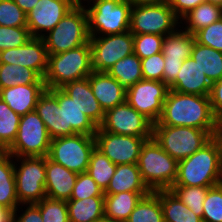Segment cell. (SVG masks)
Wrapping results in <instances>:
<instances>
[{
  "mask_svg": "<svg viewBox=\"0 0 222 222\" xmlns=\"http://www.w3.org/2000/svg\"><path fill=\"white\" fill-rule=\"evenodd\" d=\"M22 208H24L25 210ZM20 209H22V210H20ZM19 210L22 213H20ZM14 222H43L39 206L36 203L20 204L14 210Z\"/></svg>",
  "mask_w": 222,
  "mask_h": 222,
  "instance_id": "cell-47",
  "label": "cell"
},
{
  "mask_svg": "<svg viewBox=\"0 0 222 222\" xmlns=\"http://www.w3.org/2000/svg\"><path fill=\"white\" fill-rule=\"evenodd\" d=\"M151 192L141 177L137 164L116 165V171L104 194L121 192Z\"/></svg>",
  "mask_w": 222,
  "mask_h": 222,
  "instance_id": "cell-25",
  "label": "cell"
},
{
  "mask_svg": "<svg viewBox=\"0 0 222 222\" xmlns=\"http://www.w3.org/2000/svg\"><path fill=\"white\" fill-rule=\"evenodd\" d=\"M26 14L29 13L39 0H13Z\"/></svg>",
  "mask_w": 222,
  "mask_h": 222,
  "instance_id": "cell-51",
  "label": "cell"
},
{
  "mask_svg": "<svg viewBox=\"0 0 222 222\" xmlns=\"http://www.w3.org/2000/svg\"><path fill=\"white\" fill-rule=\"evenodd\" d=\"M212 83L202 72L196 61L189 57L184 60L176 81L169 89L184 94L209 96Z\"/></svg>",
  "mask_w": 222,
  "mask_h": 222,
  "instance_id": "cell-19",
  "label": "cell"
},
{
  "mask_svg": "<svg viewBox=\"0 0 222 222\" xmlns=\"http://www.w3.org/2000/svg\"><path fill=\"white\" fill-rule=\"evenodd\" d=\"M19 205L14 177V157L0 151V206L15 210Z\"/></svg>",
  "mask_w": 222,
  "mask_h": 222,
  "instance_id": "cell-27",
  "label": "cell"
},
{
  "mask_svg": "<svg viewBox=\"0 0 222 222\" xmlns=\"http://www.w3.org/2000/svg\"><path fill=\"white\" fill-rule=\"evenodd\" d=\"M115 171L116 164L95 147L86 172L93 178L103 192L107 189Z\"/></svg>",
  "mask_w": 222,
  "mask_h": 222,
  "instance_id": "cell-36",
  "label": "cell"
},
{
  "mask_svg": "<svg viewBox=\"0 0 222 222\" xmlns=\"http://www.w3.org/2000/svg\"><path fill=\"white\" fill-rule=\"evenodd\" d=\"M0 222H14V210L0 206Z\"/></svg>",
  "mask_w": 222,
  "mask_h": 222,
  "instance_id": "cell-53",
  "label": "cell"
},
{
  "mask_svg": "<svg viewBox=\"0 0 222 222\" xmlns=\"http://www.w3.org/2000/svg\"><path fill=\"white\" fill-rule=\"evenodd\" d=\"M45 190L47 197L58 200H69L78 173L68 170L61 164L45 157Z\"/></svg>",
  "mask_w": 222,
  "mask_h": 222,
  "instance_id": "cell-20",
  "label": "cell"
},
{
  "mask_svg": "<svg viewBox=\"0 0 222 222\" xmlns=\"http://www.w3.org/2000/svg\"><path fill=\"white\" fill-rule=\"evenodd\" d=\"M206 0H167L175 15L181 20L187 13Z\"/></svg>",
  "mask_w": 222,
  "mask_h": 222,
  "instance_id": "cell-49",
  "label": "cell"
},
{
  "mask_svg": "<svg viewBox=\"0 0 222 222\" xmlns=\"http://www.w3.org/2000/svg\"><path fill=\"white\" fill-rule=\"evenodd\" d=\"M141 69L143 79L163 82L164 58L159 52L148 58L141 59Z\"/></svg>",
  "mask_w": 222,
  "mask_h": 222,
  "instance_id": "cell-46",
  "label": "cell"
},
{
  "mask_svg": "<svg viewBox=\"0 0 222 222\" xmlns=\"http://www.w3.org/2000/svg\"><path fill=\"white\" fill-rule=\"evenodd\" d=\"M184 60H164L163 82L170 87L175 81Z\"/></svg>",
  "mask_w": 222,
  "mask_h": 222,
  "instance_id": "cell-50",
  "label": "cell"
},
{
  "mask_svg": "<svg viewBox=\"0 0 222 222\" xmlns=\"http://www.w3.org/2000/svg\"><path fill=\"white\" fill-rule=\"evenodd\" d=\"M211 187L200 186H172L170 190L188 207L195 215L203 217V202Z\"/></svg>",
  "mask_w": 222,
  "mask_h": 222,
  "instance_id": "cell-38",
  "label": "cell"
},
{
  "mask_svg": "<svg viewBox=\"0 0 222 222\" xmlns=\"http://www.w3.org/2000/svg\"><path fill=\"white\" fill-rule=\"evenodd\" d=\"M132 6L133 5H150V4H162L167 0H127Z\"/></svg>",
  "mask_w": 222,
  "mask_h": 222,
  "instance_id": "cell-54",
  "label": "cell"
},
{
  "mask_svg": "<svg viewBox=\"0 0 222 222\" xmlns=\"http://www.w3.org/2000/svg\"><path fill=\"white\" fill-rule=\"evenodd\" d=\"M168 91L164 82L142 79L126 90V102L155 124L163 112Z\"/></svg>",
  "mask_w": 222,
  "mask_h": 222,
  "instance_id": "cell-13",
  "label": "cell"
},
{
  "mask_svg": "<svg viewBox=\"0 0 222 222\" xmlns=\"http://www.w3.org/2000/svg\"><path fill=\"white\" fill-rule=\"evenodd\" d=\"M96 148L114 164H137L141 148L150 138L119 135L98 127L94 135Z\"/></svg>",
  "mask_w": 222,
  "mask_h": 222,
  "instance_id": "cell-15",
  "label": "cell"
},
{
  "mask_svg": "<svg viewBox=\"0 0 222 222\" xmlns=\"http://www.w3.org/2000/svg\"><path fill=\"white\" fill-rule=\"evenodd\" d=\"M164 222H203L170 189L158 190Z\"/></svg>",
  "mask_w": 222,
  "mask_h": 222,
  "instance_id": "cell-30",
  "label": "cell"
},
{
  "mask_svg": "<svg viewBox=\"0 0 222 222\" xmlns=\"http://www.w3.org/2000/svg\"><path fill=\"white\" fill-rule=\"evenodd\" d=\"M61 89L74 100L79 109L98 127L101 125L105 112L92 92L89 76L68 82Z\"/></svg>",
  "mask_w": 222,
  "mask_h": 222,
  "instance_id": "cell-22",
  "label": "cell"
},
{
  "mask_svg": "<svg viewBox=\"0 0 222 222\" xmlns=\"http://www.w3.org/2000/svg\"><path fill=\"white\" fill-rule=\"evenodd\" d=\"M196 42L222 52V18L197 31Z\"/></svg>",
  "mask_w": 222,
  "mask_h": 222,
  "instance_id": "cell-45",
  "label": "cell"
},
{
  "mask_svg": "<svg viewBox=\"0 0 222 222\" xmlns=\"http://www.w3.org/2000/svg\"><path fill=\"white\" fill-rule=\"evenodd\" d=\"M96 147L94 135L75 134L51 139L47 157L76 173L87 171Z\"/></svg>",
  "mask_w": 222,
  "mask_h": 222,
  "instance_id": "cell-8",
  "label": "cell"
},
{
  "mask_svg": "<svg viewBox=\"0 0 222 222\" xmlns=\"http://www.w3.org/2000/svg\"><path fill=\"white\" fill-rule=\"evenodd\" d=\"M137 165L151 191L170 189L177 179L178 162L153 137L143 144Z\"/></svg>",
  "mask_w": 222,
  "mask_h": 222,
  "instance_id": "cell-4",
  "label": "cell"
},
{
  "mask_svg": "<svg viewBox=\"0 0 222 222\" xmlns=\"http://www.w3.org/2000/svg\"><path fill=\"white\" fill-rule=\"evenodd\" d=\"M43 39L48 54H58L88 43L90 35L85 7L75 5Z\"/></svg>",
  "mask_w": 222,
  "mask_h": 222,
  "instance_id": "cell-6",
  "label": "cell"
},
{
  "mask_svg": "<svg viewBox=\"0 0 222 222\" xmlns=\"http://www.w3.org/2000/svg\"><path fill=\"white\" fill-rule=\"evenodd\" d=\"M45 89V84L15 85L1 89L0 99L16 114L23 116L35 111L38 98Z\"/></svg>",
  "mask_w": 222,
  "mask_h": 222,
  "instance_id": "cell-23",
  "label": "cell"
},
{
  "mask_svg": "<svg viewBox=\"0 0 222 222\" xmlns=\"http://www.w3.org/2000/svg\"><path fill=\"white\" fill-rule=\"evenodd\" d=\"M64 109L66 136L75 134L95 135L98 126L83 113L74 100L61 88L48 89Z\"/></svg>",
  "mask_w": 222,
  "mask_h": 222,
  "instance_id": "cell-18",
  "label": "cell"
},
{
  "mask_svg": "<svg viewBox=\"0 0 222 222\" xmlns=\"http://www.w3.org/2000/svg\"><path fill=\"white\" fill-rule=\"evenodd\" d=\"M74 6L70 0H39L27 13V28L31 37L43 38Z\"/></svg>",
  "mask_w": 222,
  "mask_h": 222,
  "instance_id": "cell-16",
  "label": "cell"
},
{
  "mask_svg": "<svg viewBox=\"0 0 222 222\" xmlns=\"http://www.w3.org/2000/svg\"><path fill=\"white\" fill-rule=\"evenodd\" d=\"M0 63L33 69L44 78L48 67V52L44 39L31 37L22 46L0 51Z\"/></svg>",
  "mask_w": 222,
  "mask_h": 222,
  "instance_id": "cell-17",
  "label": "cell"
},
{
  "mask_svg": "<svg viewBox=\"0 0 222 222\" xmlns=\"http://www.w3.org/2000/svg\"><path fill=\"white\" fill-rule=\"evenodd\" d=\"M35 111L51 139L66 136L64 109L59 107L56 97L48 89L39 96Z\"/></svg>",
  "mask_w": 222,
  "mask_h": 222,
  "instance_id": "cell-24",
  "label": "cell"
},
{
  "mask_svg": "<svg viewBox=\"0 0 222 222\" xmlns=\"http://www.w3.org/2000/svg\"><path fill=\"white\" fill-rule=\"evenodd\" d=\"M89 82L104 112L126 102V90L107 72L93 71L89 75Z\"/></svg>",
  "mask_w": 222,
  "mask_h": 222,
  "instance_id": "cell-21",
  "label": "cell"
},
{
  "mask_svg": "<svg viewBox=\"0 0 222 222\" xmlns=\"http://www.w3.org/2000/svg\"><path fill=\"white\" fill-rule=\"evenodd\" d=\"M28 84H45V82L33 69L15 64L0 63V90L15 85Z\"/></svg>",
  "mask_w": 222,
  "mask_h": 222,
  "instance_id": "cell-34",
  "label": "cell"
},
{
  "mask_svg": "<svg viewBox=\"0 0 222 222\" xmlns=\"http://www.w3.org/2000/svg\"><path fill=\"white\" fill-rule=\"evenodd\" d=\"M87 3L83 6L88 16L90 36L120 34L129 31L132 5L127 0H89Z\"/></svg>",
  "mask_w": 222,
  "mask_h": 222,
  "instance_id": "cell-5",
  "label": "cell"
},
{
  "mask_svg": "<svg viewBox=\"0 0 222 222\" xmlns=\"http://www.w3.org/2000/svg\"><path fill=\"white\" fill-rule=\"evenodd\" d=\"M97 222H123V221L112 220V219H108V218L103 217L102 219L98 220Z\"/></svg>",
  "mask_w": 222,
  "mask_h": 222,
  "instance_id": "cell-56",
  "label": "cell"
},
{
  "mask_svg": "<svg viewBox=\"0 0 222 222\" xmlns=\"http://www.w3.org/2000/svg\"><path fill=\"white\" fill-rule=\"evenodd\" d=\"M217 123L209 96L184 94L169 89L161 117L153 125L199 128L213 137Z\"/></svg>",
  "mask_w": 222,
  "mask_h": 222,
  "instance_id": "cell-1",
  "label": "cell"
},
{
  "mask_svg": "<svg viewBox=\"0 0 222 222\" xmlns=\"http://www.w3.org/2000/svg\"><path fill=\"white\" fill-rule=\"evenodd\" d=\"M14 160L16 195L19 203H37L47 197L45 157H14Z\"/></svg>",
  "mask_w": 222,
  "mask_h": 222,
  "instance_id": "cell-10",
  "label": "cell"
},
{
  "mask_svg": "<svg viewBox=\"0 0 222 222\" xmlns=\"http://www.w3.org/2000/svg\"><path fill=\"white\" fill-rule=\"evenodd\" d=\"M99 127L110 133L142 138H152L153 132V123L127 102L106 111Z\"/></svg>",
  "mask_w": 222,
  "mask_h": 222,
  "instance_id": "cell-14",
  "label": "cell"
},
{
  "mask_svg": "<svg viewBox=\"0 0 222 222\" xmlns=\"http://www.w3.org/2000/svg\"><path fill=\"white\" fill-rule=\"evenodd\" d=\"M92 69L108 72L120 59L134 53V38L130 31L104 36H90Z\"/></svg>",
  "mask_w": 222,
  "mask_h": 222,
  "instance_id": "cell-12",
  "label": "cell"
},
{
  "mask_svg": "<svg viewBox=\"0 0 222 222\" xmlns=\"http://www.w3.org/2000/svg\"><path fill=\"white\" fill-rule=\"evenodd\" d=\"M150 192L104 194V217L125 222L143 196Z\"/></svg>",
  "mask_w": 222,
  "mask_h": 222,
  "instance_id": "cell-26",
  "label": "cell"
},
{
  "mask_svg": "<svg viewBox=\"0 0 222 222\" xmlns=\"http://www.w3.org/2000/svg\"><path fill=\"white\" fill-rule=\"evenodd\" d=\"M213 139L218 143L222 162V120H218L217 127L213 134Z\"/></svg>",
  "mask_w": 222,
  "mask_h": 222,
  "instance_id": "cell-52",
  "label": "cell"
},
{
  "mask_svg": "<svg viewBox=\"0 0 222 222\" xmlns=\"http://www.w3.org/2000/svg\"><path fill=\"white\" fill-rule=\"evenodd\" d=\"M152 137L177 162L191 156L213 138L199 128L168 125H153Z\"/></svg>",
  "mask_w": 222,
  "mask_h": 222,
  "instance_id": "cell-7",
  "label": "cell"
},
{
  "mask_svg": "<svg viewBox=\"0 0 222 222\" xmlns=\"http://www.w3.org/2000/svg\"><path fill=\"white\" fill-rule=\"evenodd\" d=\"M107 73L128 90L130 86L143 79L141 59L133 53L116 62Z\"/></svg>",
  "mask_w": 222,
  "mask_h": 222,
  "instance_id": "cell-33",
  "label": "cell"
},
{
  "mask_svg": "<svg viewBox=\"0 0 222 222\" xmlns=\"http://www.w3.org/2000/svg\"><path fill=\"white\" fill-rule=\"evenodd\" d=\"M220 18H222V7L204 1L181 19V24H185V27L181 26L186 32L194 35L200 29L209 26Z\"/></svg>",
  "mask_w": 222,
  "mask_h": 222,
  "instance_id": "cell-31",
  "label": "cell"
},
{
  "mask_svg": "<svg viewBox=\"0 0 222 222\" xmlns=\"http://www.w3.org/2000/svg\"><path fill=\"white\" fill-rule=\"evenodd\" d=\"M51 138L36 111L21 116L13 144L5 151L13 157H46Z\"/></svg>",
  "mask_w": 222,
  "mask_h": 222,
  "instance_id": "cell-9",
  "label": "cell"
},
{
  "mask_svg": "<svg viewBox=\"0 0 222 222\" xmlns=\"http://www.w3.org/2000/svg\"><path fill=\"white\" fill-rule=\"evenodd\" d=\"M0 25L27 27V14L13 0H0Z\"/></svg>",
  "mask_w": 222,
  "mask_h": 222,
  "instance_id": "cell-42",
  "label": "cell"
},
{
  "mask_svg": "<svg viewBox=\"0 0 222 222\" xmlns=\"http://www.w3.org/2000/svg\"><path fill=\"white\" fill-rule=\"evenodd\" d=\"M125 222H164L158 190L143 196Z\"/></svg>",
  "mask_w": 222,
  "mask_h": 222,
  "instance_id": "cell-35",
  "label": "cell"
},
{
  "mask_svg": "<svg viewBox=\"0 0 222 222\" xmlns=\"http://www.w3.org/2000/svg\"><path fill=\"white\" fill-rule=\"evenodd\" d=\"M70 222H97L104 217V196L66 201Z\"/></svg>",
  "mask_w": 222,
  "mask_h": 222,
  "instance_id": "cell-28",
  "label": "cell"
},
{
  "mask_svg": "<svg viewBox=\"0 0 222 222\" xmlns=\"http://www.w3.org/2000/svg\"><path fill=\"white\" fill-rule=\"evenodd\" d=\"M94 196H104L103 190L87 172L78 173L70 199L82 200Z\"/></svg>",
  "mask_w": 222,
  "mask_h": 222,
  "instance_id": "cell-44",
  "label": "cell"
},
{
  "mask_svg": "<svg viewBox=\"0 0 222 222\" xmlns=\"http://www.w3.org/2000/svg\"><path fill=\"white\" fill-rule=\"evenodd\" d=\"M209 98L215 117L222 120V78L212 83Z\"/></svg>",
  "mask_w": 222,
  "mask_h": 222,
  "instance_id": "cell-48",
  "label": "cell"
},
{
  "mask_svg": "<svg viewBox=\"0 0 222 222\" xmlns=\"http://www.w3.org/2000/svg\"><path fill=\"white\" fill-rule=\"evenodd\" d=\"M222 183V162L218 143L212 138L200 150L178 161L173 186L214 187Z\"/></svg>",
  "mask_w": 222,
  "mask_h": 222,
  "instance_id": "cell-2",
  "label": "cell"
},
{
  "mask_svg": "<svg viewBox=\"0 0 222 222\" xmlns=\"http://www.w3.org/2000/svg\"><path fill=\"white\" fill-rule=\"evenodd\" d=\"M191 57L211 83L222 78V52L195 41Z\"/></svg>",
  "mask_w": 222,
  "mask_h": 222,
  "instance_id": "cell-32",
  "label": "cell"
},
{
  "mask_svg": "<svg viewBox=\"0 0 222 222\" xmlns=\"http://www.w3.org/2000/svg\"><path fill=\"white\" fill-rule=\"evenodd\" d=\"M31 35L27 27H6L0 25V51L24 45Z\"/></svg>",
  "mask_w": 222,
  "mask_h": 222,
  "instance_id": "cell-43",
  "label": "cell"
},
{
  "mask_svg": "<svg viewBox=\"0 0 222 222\" xmlns=\"http://www.w3.org/2000/svg\"><path fill=\"white\" fill-rule=\"evenodd\" d=\"M134 53L140 58L145 59L161 52L163 35L158 34H133Z\"/></svg>",
  "mask_w": 222,
  "mask_h": 222,
  "instance_id": "cell-41",
  "label": "cell"
},
{
  "mask_svg": "<svg viewBox=\"0 0 222 222\" xmlns=\"http://www.w3.org/2000/svg\"><path fill=\"white\" fill-rule=\"evenodd\" d=\"M182 29L180 26V29L164 36L161 48L164 60H185L191 57L196 38Z\"/></svg>",
  "mask_w": 222,
  "mask_h": 222,
  "instance_id": "cell-29",
  "label": "cell"
},
{
  "mask_svg": "<svg viewBox=\"0 0 222 222\" xmlns=\"http://www.w3.org/2000/svg\"><path fill=\"white\" fill-rule=\"evenodd\" d=\"M206 1H209L213 4H216L222 7V0H206Z\"/></svg>",
  "mask_w": 222,
  "mask_h": 222,
  "instance_id": "cell-57",
  "label": "cell"
},
{
  "mask_svg": "<svg viewBox=\"0 0 222 222\" xmlns=\"http://www.w3.org/2000/svg\"><path fill=\"white\" fill-rule=\"evenodd\" d=\"M180 26L181 20L168 2L131 7L129 31L132 34L151 33L166 36L175 32Z\"/></svg>",
  "mask_w": 222,
  "mask_h": 222,
  "instance_id": "cell-11",
  "label": "cell"
},
{
  "mask_svg": "<svg viewBox=\"0 0 222 222\" xmlns=\"http://www.w3.org/2000/svg\"><path fill=\"white\" fill-rule=\"evenodd\" d=\"M36 204L40 208L43 222H70L65 200L45 197Z\"/></svg>",
  "mask_w": 222,
  "mask_h": 222,
  "instance_id": "cell-39",
  "label": "cell"
},
{
  "mask_svg": "<svg viewBox=\"0 0 222 222\" xmlns=\"http://www.w3.org/2000/svg\"><path fill=\"white\" fill-rule=\"evenodd\" d=\"M74 5H84L89 0H70ZM85 2V3H84Z\"/></svg>",
  "mask_w": 222,
  "mask_h": 222,
  "instance_id": "cell-55",
  "label": "cell"
},
{
  "mask_svg": "<svg viewBox=\"0 0 222 222\" xmlns=\"http://www.w3.org/2000/svg\"><path fill=\"white\" fill-rule=\"evenodd\" d=\"M21 116L0 99V151L5 152L16 138Z\"/></svg>",
  "mask_w": 222,
  "mask_h": 222,
  "instance_id": "cell-37",
  "label": "cell"
},
{
  "mask_svg": "<svg viewBox=\"0 0 222 222\" xmlns=\"http://www.w3.org/2000/svg\"><path fill=\"white\" fill-rule=\"evenodd\" d=\"M203 222H222V183L208 190L203 202Z\"/></svg>",
  "mask_w": 222,
  "mask_h": 222,
  "instance_id": "cell-40",
  "label": "cell"
},
{
  "mask_svg": "<svg viewBox=\"0 0 222 222\" xmlns=\"http://www.w3.org/2000/svg\"><path fill=\"white\" fill-rule=\"evenodd\" d=\"M92 72L91 46L88 42L75 49L48 54V67L43 80L46 89L61 88L68 82L88 77Z\"/></svg>",
  "mask_w": 222,
  "mask_h": 222,
  "instance_id": "cell-3",
  "label": "cell"
}]
</instances>
